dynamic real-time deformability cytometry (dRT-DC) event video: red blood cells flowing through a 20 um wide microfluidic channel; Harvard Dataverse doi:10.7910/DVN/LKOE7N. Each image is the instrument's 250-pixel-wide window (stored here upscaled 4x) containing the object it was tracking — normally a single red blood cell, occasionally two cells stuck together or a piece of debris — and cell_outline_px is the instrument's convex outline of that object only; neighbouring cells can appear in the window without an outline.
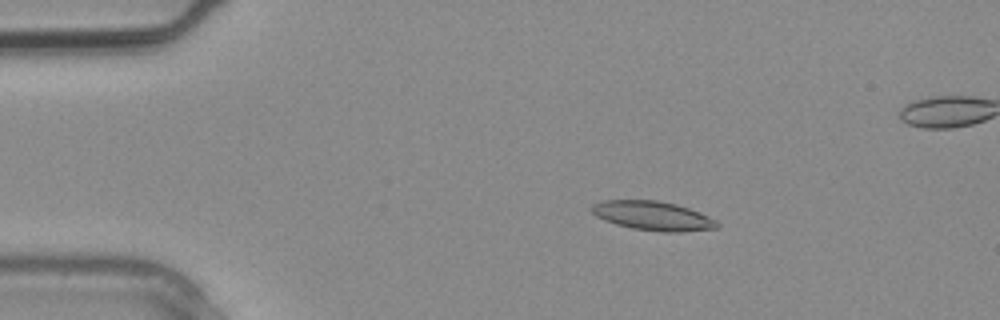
{"species": "common noctule bat (a hibernating species)", "species_latin": "Nyctalus noctula", "temperature_condition": "warm", "stored_images_in_passage": 3, "camera_frame_rate_fps": 3000, "um_per_image_px": 0.085, "animal": {"sex": "male", "body_mass_g": 20.4}, "frame": {"image": 1, "passage_image": 1, "time_ms": 0.0, "image_size_px": [1000, 320], "cell_outline_px": [[720, 224], [716, 228], [680, 232], [664, 232], [632, 228], [616, 224], [604, 220], [596, 216], [588, 208], [592, 204], [604, 200], [656, 200], [676, 204], [700, 212], [716, 220]], "centroid_in_image_um": [55.47, 18.34], "position_along_channel_um": 29.5, "area_um2": 21.33}}